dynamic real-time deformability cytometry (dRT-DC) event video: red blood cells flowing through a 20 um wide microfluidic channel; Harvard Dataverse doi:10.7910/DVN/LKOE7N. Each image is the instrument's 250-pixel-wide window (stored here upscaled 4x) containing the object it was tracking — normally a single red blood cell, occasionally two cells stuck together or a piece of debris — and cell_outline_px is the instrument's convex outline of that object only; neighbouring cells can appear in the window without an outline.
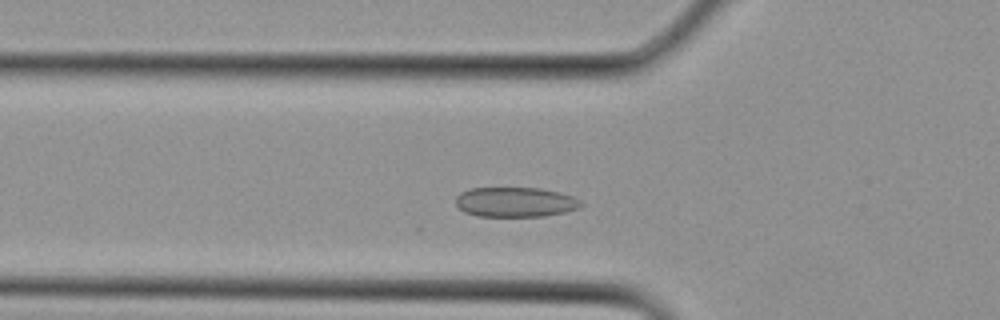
{"species": "Egyptian fruit bat (a non-hibernating species)", "species_latin": "Rousettus aegyptiacus", "temperature_condition": "cold", "stored_images_in_passage": 28, "camera_frame_rate_fps": 3000, "um_per_image_px": 0.085, "animal": {"sex": "female"}, "frame": {"image": 1, "passage_image": 7, "time_ms": 2.0, "image_size_px": [1000, 320], "cell_outline_px": [[584, 204], [580, 208], [564, 212], [544, 216], [476, 216], [464, 212], [456, 204], [456, 196], [460, 192], [472, 188], [540, 188], [560, 192], [572, 196], [580, 200]], "centroid_in_image_um": [43.81, 17.17], "position_along_channel_um": 82.0, "area_um2": 21.85}}
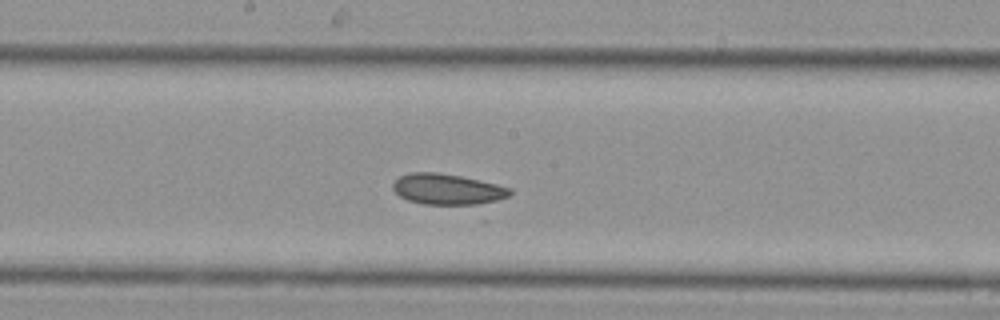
{"frame": {"image": 2, "passage_image": 13, "time_ms": 4.0, "image_size_px": [1000, 320], "cell_outline_px": [[512, 192], [508, 196], [484, 204], [424, 204], [408, 200], [400, 196], [392, 188], [392, 184], [400, 176], [408, 172], [440, 172], [480, 180], [512, 188]], "centroid_in_image_um": [38.03, 16.07], "position_along_channel_um": 210.2, "area_um2": 20.98}}
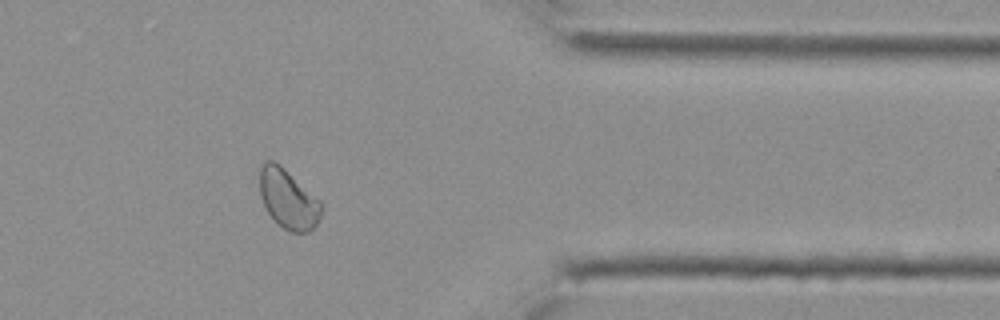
{"frame": {"image": 3, "passage_image": 22, "time_ms": 7.0, "image_size_px": [1000, 320], "cell_outline_px": [[324, 208], [316, 224], [308, 232], [288, 232], [276, 224], [268, 212], [260, 196], [260, 164], [264, 160], [272, 160], [280, 164], [320, 200]], "centroid_in_image_um": [24.48, 16.91], "position_along_channel_um": 386.9, "area_um2": 21.56}}